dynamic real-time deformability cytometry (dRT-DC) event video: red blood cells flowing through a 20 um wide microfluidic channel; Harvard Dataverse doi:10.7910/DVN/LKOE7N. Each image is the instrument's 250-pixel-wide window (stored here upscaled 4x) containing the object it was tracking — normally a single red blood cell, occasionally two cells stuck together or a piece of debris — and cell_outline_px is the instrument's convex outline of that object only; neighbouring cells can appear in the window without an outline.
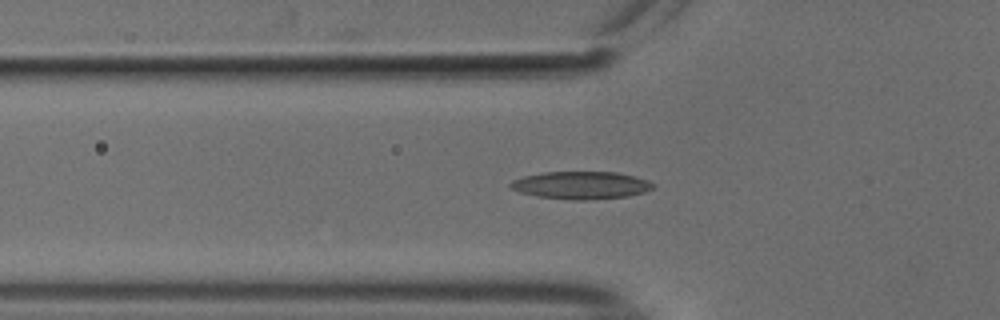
{"species": "common noctule bat (a hibernating species)", "species_latin": "Nyctalus noctula", "temperature_condition": "cold", "stored_images_in_passage": 51, "camera_frame_rate_fps": 3000, "um_per_image_px": 0.085, "animal": {"sex": "male", "body_mass_g": 18.8}, "frame": {"image": 1, "passage_image": 19, "time_ms": 6.0, "image_size_px": [1000, 320], "cell_outline_px": [[656, 184], [652, 188], [644, 192], [628, 196], [584, 200], [572, 200], [536, 196], [520, 192], [512, 188], [508, 184], [512, 180], [524, 176], [544, 172], [616, 172], [636, 176], [648, 180]], "centroid_in_image_um": [49.4, 15.74], "position_along_channel_um": 76.4, "area_um2": 22.95}}
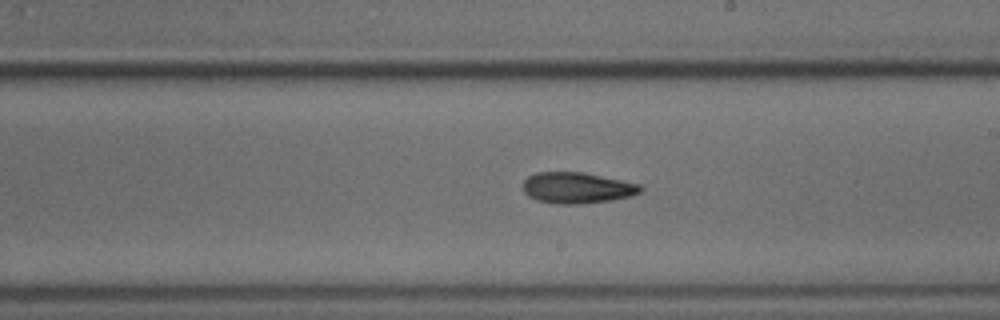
{"frame": {"image": 2, "passage_image": 32, "time_ms": 10.333, "image_size_px": [1000, 320], "cell_outline_px": [[644, 188], [640, 192], [632, 196], [612, 200], [580, 204], [556, 204], [536, 200], [528, 196], [524, 192], [520, 184], [528, 176], [536, 172], [584, 172], [640, 184]], "centroid_in_image_um": [49.02, 15.97], "position_along_channel_um": 240.0, "area_um2": 21.56}}
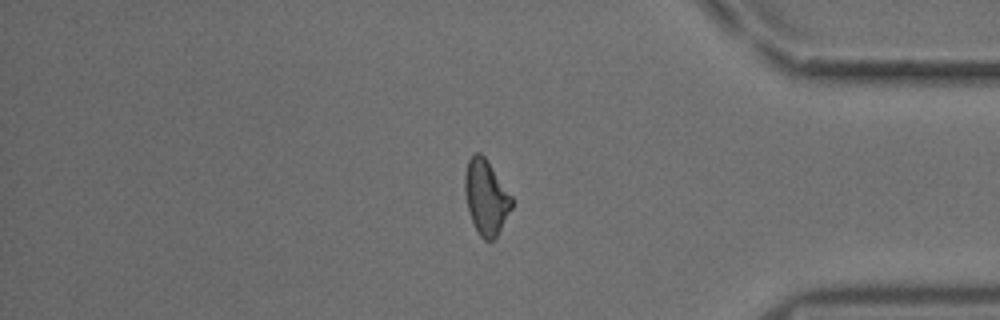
{"frame": {"image": 3, "passage_image": 46, "time_ms": 15.0, "image_size_px": [1000, 320], "cell_outline_px": [[512, 208], [496, 236], [492, 240], [484, 240], [480, 236], [472, 220], [468, 208], [464, 192], [464, 176], [468, 160], [472, 152], [480, 152], [488, 160], [512, 196]], "centroid_in_image_um": [41.3, 16.7], "position_along_channel_um": 393.9, "area_um2": 20.4}}